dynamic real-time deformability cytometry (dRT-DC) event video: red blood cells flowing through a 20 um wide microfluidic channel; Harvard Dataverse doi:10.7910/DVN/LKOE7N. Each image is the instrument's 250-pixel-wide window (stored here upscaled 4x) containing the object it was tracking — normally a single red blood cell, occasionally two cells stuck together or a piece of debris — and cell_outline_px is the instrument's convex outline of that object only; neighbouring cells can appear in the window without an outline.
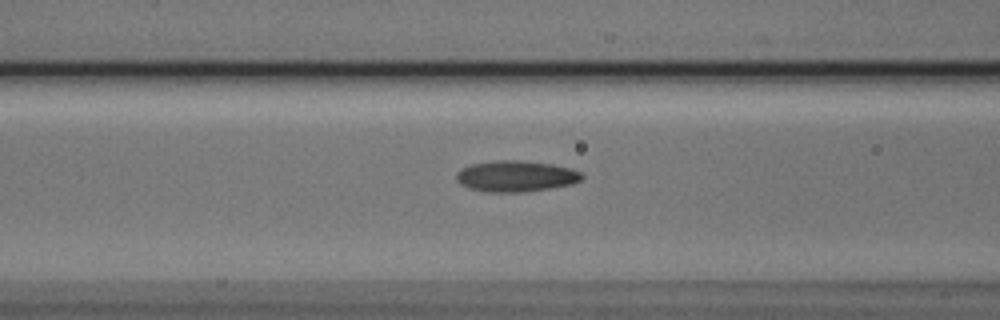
{"species": "Egyptian fruit bat (a non-hibernating species)", "species_latin": "Rousettus aegyptiacus", "temperature_condition": "cold", "stored_images_in_passage": 35, "camera_frame_rate_fps": 3000, "um_per_image_px": 0.085, "animal": {"sex": "male"}, "frame": {"image": 1, "passage_image": 7, "time_ms": 2.0, "image_size_px": [1000, 320], "cell_outline_px": [[584, 176], [580, 180], [572, 184], [524, 192], [488, 192], [468, 188], [460, 184], [456, 180], [456, 172], [472, 164], [504, 160], [516, 160], [552, 164], [568, 168], [580, 172]], "centroid_in_image_um": [43.83, 14.99], "position_along_channel_um": 122.8, "area_um2": 22.43}}
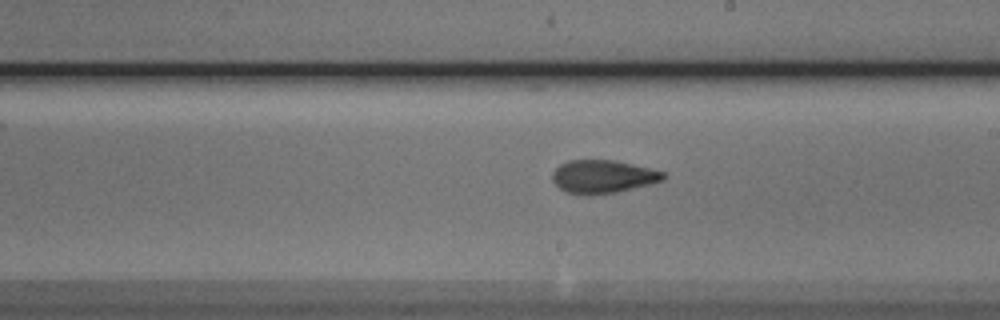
{"frame": {"image": 2, "passage_image": 16, "time_ms": 5.0, "image_size_px": [1000, 320], "cell_outline_px": [[664, 180], [616, 192], [568, 192], [560, 188], [552, 180], [552, 172], [560, 164], [568, 160], [612, 160], [632, 164], [664, 172]], "centroid_in_image_um": [51.23, 14.96], "position_along_channel_um": 237.8, "area_um2": 20.52}}
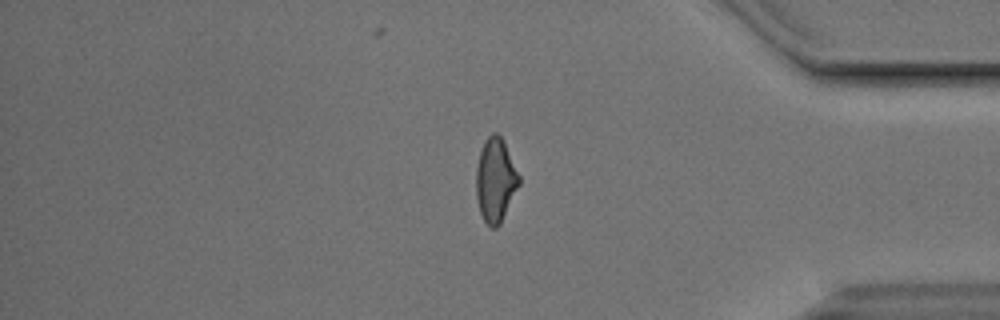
{"frame": {"image": 3, "passage_image": 30, "time_ms": 9.667, "image_size_px": [1000, 320], "cell_outline_px": [[520, 184], [500, 224], [496, 228], [492, 228], [484, 220], [480, 212], [476, 196], [476, 168], [480, 152], [484, 140], [492, 132], [496, 132], [504, 140], [520, 176]], "centroid_in_image_um": [42.12, 15.28], "position_along_channel_um": 393.1, "area_um2": 21.04}}